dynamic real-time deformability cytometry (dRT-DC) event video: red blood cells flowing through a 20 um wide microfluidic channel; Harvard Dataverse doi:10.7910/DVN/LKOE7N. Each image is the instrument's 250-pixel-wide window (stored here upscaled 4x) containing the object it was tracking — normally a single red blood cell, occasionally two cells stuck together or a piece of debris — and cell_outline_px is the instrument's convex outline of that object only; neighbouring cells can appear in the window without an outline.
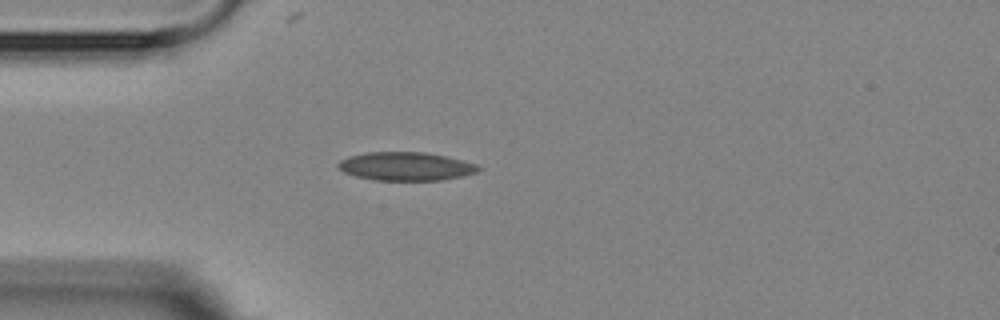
{"species": "Egyptian fruit bat (a non-hibernating species)", "species_latin": "Rousettus aegyptiacus", "temperature_condition": "room temperature", "stored_images_in_passage": 4, "camera_frame_rate_fps": 3000, "um_per_image_px": 0.085, "animal": {"sex": "female"}, "frame": {"image": 1, "passage_image": 3, "time_ms": 2.333, "image_size_px": [1000, 320], "cell_outline_px": [[484, 168], [476, 172], [460, 176], [440, 180], [376, 180], [356, 176], [344, 172], [336, 168], [336, 164], [340, 160], [348, 156], [368, 152], [424, 152], [444, 156], [476, 164]], "centroid_in_image_um": [34.44, 14.13], "position_along_channel_um": 50.6, "area_um2": 23.12}}